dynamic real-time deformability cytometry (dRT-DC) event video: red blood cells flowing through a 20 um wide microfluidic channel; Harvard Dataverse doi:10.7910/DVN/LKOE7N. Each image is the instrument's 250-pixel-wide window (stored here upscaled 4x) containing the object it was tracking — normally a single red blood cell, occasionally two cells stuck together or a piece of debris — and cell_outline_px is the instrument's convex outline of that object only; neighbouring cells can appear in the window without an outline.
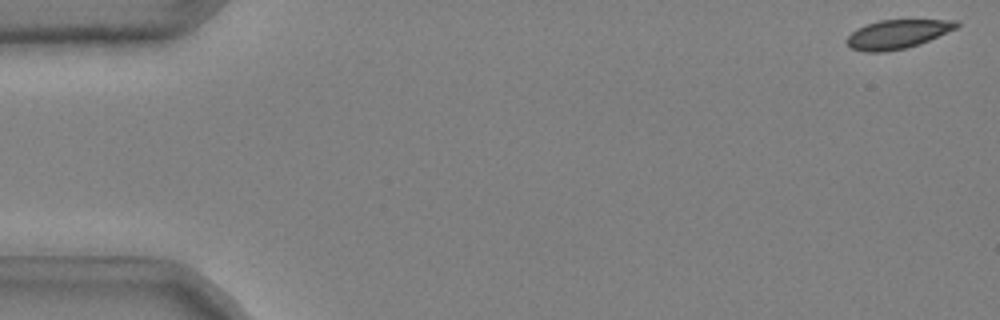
{"species": "common noctule bat (a hibernating species)", "species_latin": "Nyctalus noctula", "temperature_condition": "cold", "stored_images_in_passage": 47, "camera_frame_rate_fps": 3000, "um_per_image_px": 0.085, "animal": {"sex": "male", "body_mass_g": 20.4}, "frame": {"image": 1, "passage_image": 1, "time_ms": 0.0, "image_size_px": [1000, 320], "cell_outline_px": [[960, 24], [956, 28], [928, 40], [904, 48], [884, 52], [864, 52], [852, 48], [844, 40], [856, 28], [880, 20], [960, 20]], "centroid_in_image_um": [76.25, 2.9], "position_along_channel_um": 8.8, "area_um2": 18.21}}
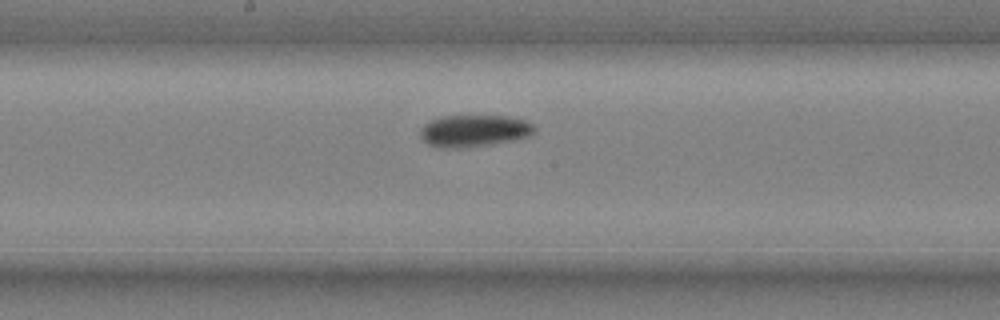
{"frame": {"image": 2, "passage_image": 28, "time_ms": 9.0, "image_size_px": [1000, 320], "cell_outline_px": [[536, 132], [532, 136], [516, 140], [492, 144], [460, 148], [436, 148], [428, 144], [420, 136], [420, 128], [424, 124], [440, 116], [508, 116], [528, 120], [536, 128]], "centroid_in_image_um": [40.34, 11.12], "position_along_channel_um": 207.9, "area_um2": 21.68}}
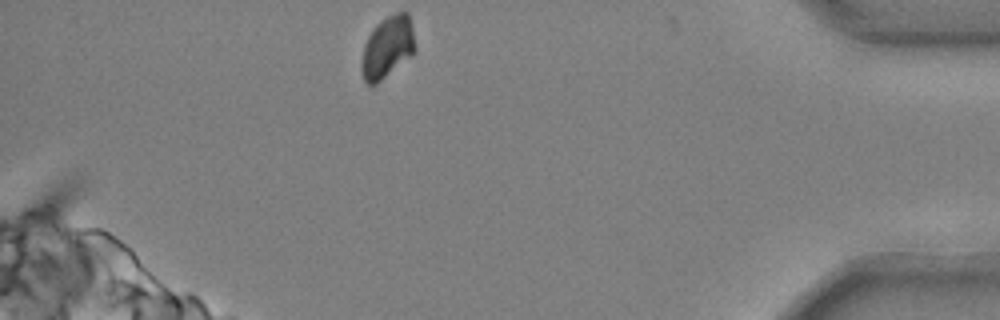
{"frame": {"image": 3, "passage_image": 47, "time_ms": 15.333, "image_size_px": [1000, 320], "cell_outline_px": [[416, 52], [412, 56], [376, 84], [368, 84], [364, 80], [360, 68], [360, 64], [364, 44], [368, 36], [376, 24], [388, 16], [396, 12], [408, 12], [416, 44]], "centroid_in_image_um": [32.94, 4.02], "position_along_channel_um": 402.3, "area_um2": 19.48}, "authors_computed_cell_mechanics": {"area_um2": 20.2878, "velocity_mm_per_s": 3.691, "shape_relaxation_time_tau1_ms": 6.5724, "shape_relaxation_time_tau2_ms": null, "deformation_change_tau1": 0.1078, "deformation_change_tau2": null}}